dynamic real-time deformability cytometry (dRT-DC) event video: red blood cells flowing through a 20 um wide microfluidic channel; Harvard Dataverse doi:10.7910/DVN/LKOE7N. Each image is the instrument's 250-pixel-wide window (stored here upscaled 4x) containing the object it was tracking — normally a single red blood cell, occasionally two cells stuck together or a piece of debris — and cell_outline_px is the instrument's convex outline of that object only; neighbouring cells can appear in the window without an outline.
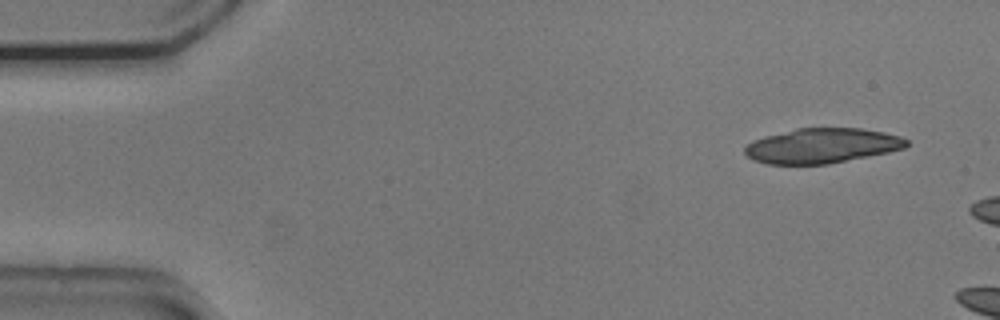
{"species": "common noctule bat (a hibernating species)", "species_latin": "Nyctalus noctula", "temperature_condition": "cold", "stored_images_in_passage": 12, "camera_frame_rate_fps": 3000, "um_per_image_px": 0.085, "animal": {"sex": "male", "body_mass_g": 20.5, "forearm_length_mm": 52.5}, "frame": {"image": 1, "passage_image": 2, "time_ms": 0.333, "image_size_px": [1000, 320], "cell_outline_px": [[908, 144], [904, 148], [888, 152], [828, 164], [768, 164], [752, 160], [744, 152], [744, 148], [752, 140], [764, 136], [796, 128], [860, 128], [884, 132], [900, 136], [908, 140]], "centroid_in_image_um": [69.84, 12.38], "position_along_channel_um": 15.2, "area_um2": 32.89}}